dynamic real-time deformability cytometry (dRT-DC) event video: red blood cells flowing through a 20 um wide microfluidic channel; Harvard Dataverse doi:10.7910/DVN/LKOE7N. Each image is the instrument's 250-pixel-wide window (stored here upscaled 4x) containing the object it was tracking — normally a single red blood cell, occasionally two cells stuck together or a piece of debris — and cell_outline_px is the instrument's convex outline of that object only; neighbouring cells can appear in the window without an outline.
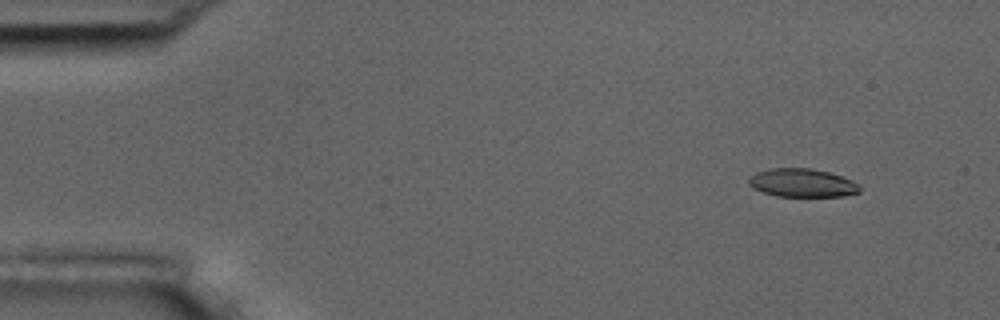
{"species": "common noctule bat (a hibernating species)", "species_latin": "Nyctalus noctula", "temperature_condition": "room temperature", "stored_images_in_passage": 8, "camera_frame_rate_fps": 3000, "um_per_image_px": 0.085, "animal": {"sex": "male", "body_mass_g": 17.5, "forearm_length_mm": 52.3}, "frame": {"image": 1, "passage_image": 2, "time_ms": 1.333, "image_size_px": [1000, 320], "cell_outline_px": [[860, 192], [844, 196], [776, 196], [752, 188], [748, 184], [748, 180], [756, 172], [768, 168], [812, 168], [828, 172], [852, 180], [860, 184]], "centroid_in_image_um": [68.19, 15.54], "position_along_channel_um": 16.8, "area_um2": 18.38}}
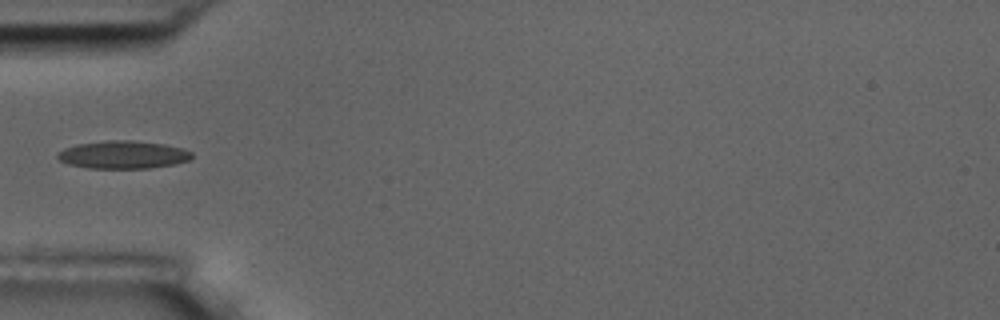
{"frame": {"image": 2, "passage_image": 5, "time_ms": 5.667, "image_size_px": [1000, 320], "cell_outline_px": [[192, 156], [188, 160], [176, 164], [148, 168], [88, 168], [68, 164], [60, 160], [56, 156], [56, 152], [64, 148], [76, 144], [108, 140], [132, 140], [164, 144], [180, 148], [192, 152]], "centroid_in_image_um": [10.42, 13.15], "position_along_channel_um": 74.6, "area_um2": 21.79}}
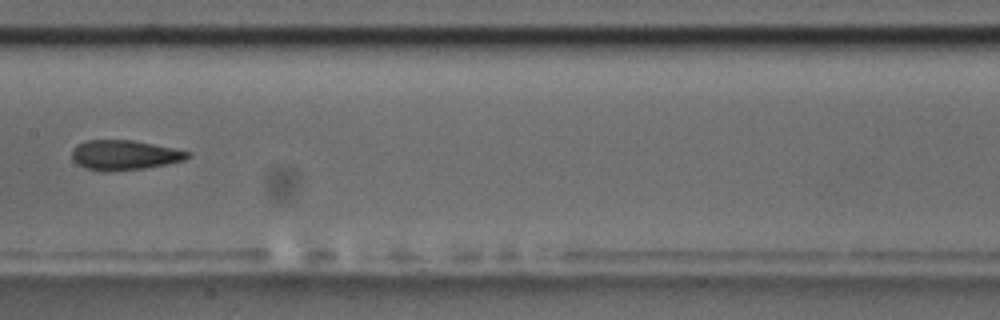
{"frame": {"image": 3, "passage_image": 8, "time_ms": 9.0, "image_size_px": [1000, 320], "cell_outline_px": [[188, 156], [184, 160], [144, 168], [104, 172], [84, 168], [76, 164], [72, 160], [72, 148], [76, 144], [88, 140], [132, 140], [172, 148], [188, 152]], "centroid_in_image_um": [10.46, 13.18], "position_along_channel_um": 196.9, "area_um2": 19.94}}